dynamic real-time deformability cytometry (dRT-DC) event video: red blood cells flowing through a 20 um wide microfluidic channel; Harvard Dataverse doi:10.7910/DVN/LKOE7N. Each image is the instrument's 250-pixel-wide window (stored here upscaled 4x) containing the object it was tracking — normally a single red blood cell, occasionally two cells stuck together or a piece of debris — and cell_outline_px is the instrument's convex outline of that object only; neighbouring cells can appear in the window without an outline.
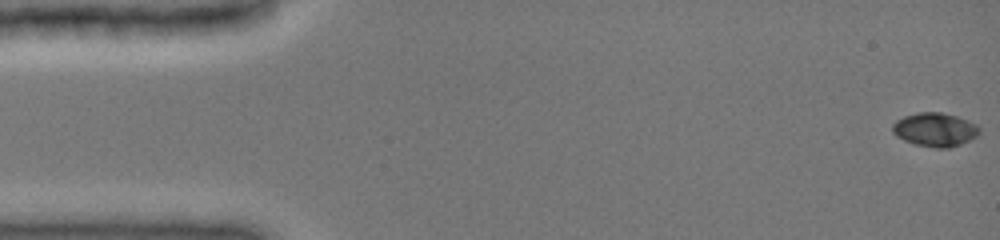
{"species": "common noctule bat (a hibernating species)", "species_latin": "Nyctalus noctula", "temperature_condition": "cold", "stored_images_in_passage": 41, "camera_frame_rate_fps": 3000, "um_per_image_px": 0.085, "animal": {"sex": "female", "body_mass_g": 19.0, "forearm_length_mm": 51.5}, "frame": {"image": 1, "passage_image": 1, "time_ms": 0.0, "image_size_px": [1000, 240], "cell_outline_px": [[980, 132], [976, 136], [960, 144], [948, 148], [936, 148], [916, 144], [904, 140], [896, 136], [892, 132], [892, 124], [896, 120], [904, 116], [916, 112], [940, 112], [956, 116], [968, 120], [976, 124], [980, 128]], "centroid_in_image_um": [79.45, 11.0], "position_along_channel_um": 5.5, "area_um2": 17.05}}
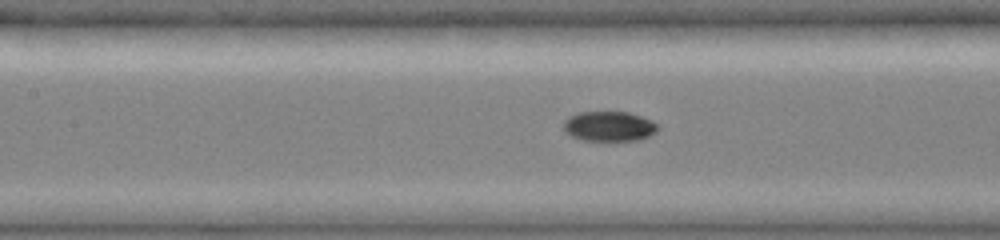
{"frame": {"image": 2, "passage_image": 18, "time_ms": 7.0, "image_size_px": [1000, 240], "cell_outline_px": [[660, 128], [656, 132], [640, 140], [608, 144], [584, 140], [572, 136], [564, 132], [564, 120], [568, 116], [576, 112], [628, 112], [652, 120]], "centroid_in_image_um": [51.77, 10.78], "position_along_channel_um": 155.6, "area_um2": 17.28}}
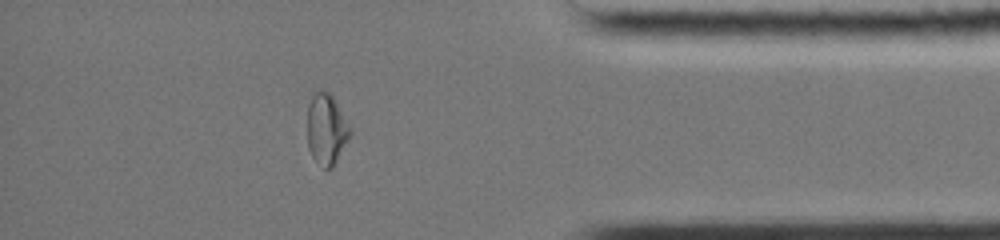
{"frame": {"image": 3, "passage_image": 35, "time_ms": 13.667, "image_size_px": [1000, 240], "cell_outline_px": [[352, 132], [332, 168], [324, 168], [312, 156], [308, 148], [308, 104], [312, 96], [316, 92], [328, 92], [332, 96], [352, 128]], "centroid_in_image_um": [27.76, 10.99], "position_along_channel_um": 407.4, "area_um2": 17.34}, "authors_computed_cell_mechanics": {"area_um2": 16.8198, "velocity_mm_per_s": 4.0134, "shape_relaxation_time_tau1_ms": 6.8471, "shape_relaxation_time_tau2_ms": 4.1188, "deformation_change_tau1": 0.1952, "deformation_change_tau2": 0.0514}}